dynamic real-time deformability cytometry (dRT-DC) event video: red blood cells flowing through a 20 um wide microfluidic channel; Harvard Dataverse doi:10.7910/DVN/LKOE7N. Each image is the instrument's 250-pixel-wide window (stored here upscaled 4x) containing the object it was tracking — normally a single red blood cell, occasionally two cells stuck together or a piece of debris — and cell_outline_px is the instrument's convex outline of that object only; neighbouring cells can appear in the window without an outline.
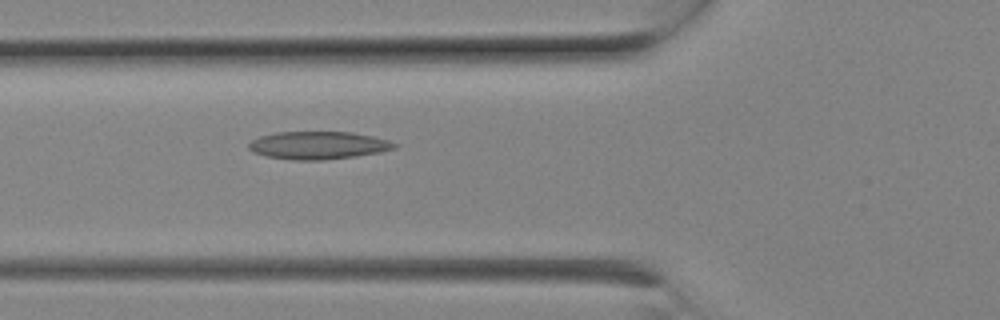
{"species": "Egyptian fruit bat (a non-hibernating species)", "species_latin": "Rousettus aegyptiacus", "temperature_condition": "room temperature", "stored_images_in_passage": 2, "camera_frame_rate_fps": 3000, "um_per_image_px": 0.085, "animal": {"sex": "female"}, "frame": {"image": 1, "passage_image": 2, "time_ms": 0.333, "image_size_px": [1000, 320], "cell_outline_px": [[400, 144], [396, 148], [380, 152], [356, 156], [324, 160], [292, 160], [268, 156], [252, 152], [248, 148], [248, 144], [252, 140], [260, 136], [276, 132], [352, 132], [372, 136], [388, 140]], "centroid_in_image_um": [27.06, 12.35], "position_along_channel_um": 98.7, "area_um2": 23.64}}